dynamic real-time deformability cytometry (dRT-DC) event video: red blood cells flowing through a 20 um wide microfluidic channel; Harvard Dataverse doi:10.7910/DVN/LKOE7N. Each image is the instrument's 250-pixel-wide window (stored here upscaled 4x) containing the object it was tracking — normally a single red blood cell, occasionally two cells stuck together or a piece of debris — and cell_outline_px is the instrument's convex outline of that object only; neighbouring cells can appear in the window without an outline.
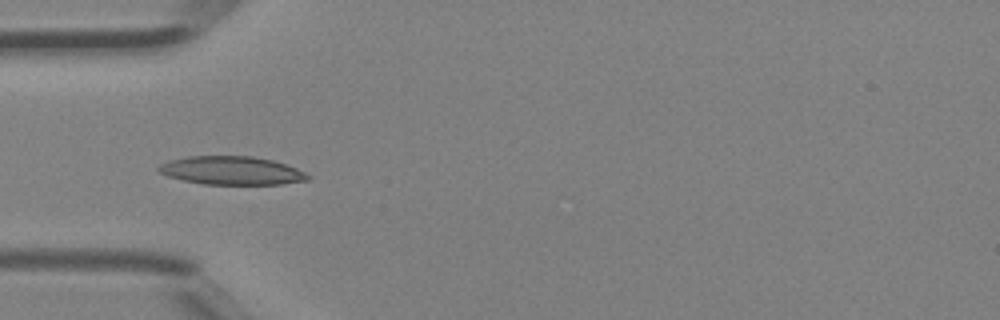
{"species": "Egyptian fruit bat (a non-hibernating species)", "species_latin": "Rousettus aegyptiacus", "temperature_condition": "room temperature", "stored_images_in_passage": 6, "camera_frame_rate_fps": 3000, "um_per_image_px": 0.085, "animal": {"sex": "female"}, "frame": {"image": 1, "passage_image": 5, "time_ms": 1.333, "image_size_px": [1000, 320], "cell_outline_px": [[312, 176], [308, 180], [280, 184], [204, 184], [184, 180], [168, 176], [160, 172], [156, 168], [160, 164], [168, 160], [188, 156], [252, 156], [272, 160], [296, 168]], "centroid_in_image_um": [19.67, 14.49], "position_along_channel_um": 65.3, "area_um2": 24.57}}
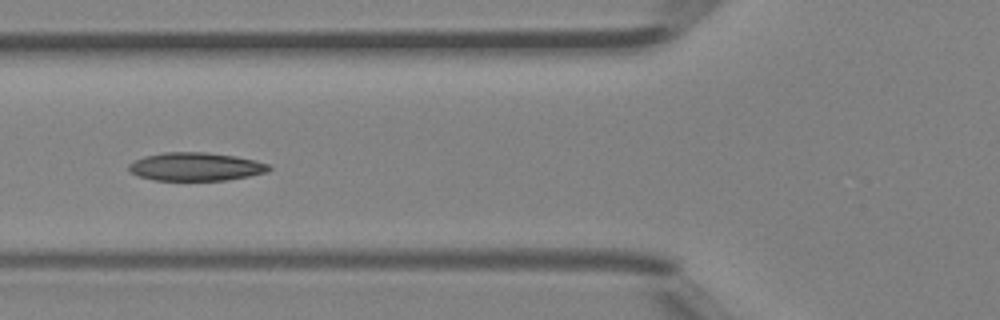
{"frame": {"image": 2, "passage_image": 6, "time_ms": 1.667, "image_size_px": [1000, 320], "cell_outline_px": [[272, 168], [268, 172], [228, 180], [152, 180], [140, 176], [132, 172], [128, 168], [128, 164], [144, 156], [164, 152], [204, 152], [236, 156], [256, 160], [268, 164]], "centroid_in_image_um": [16.66, 14.16], "position_along_channel_um": 109.1, "area_um2": 23.06}}